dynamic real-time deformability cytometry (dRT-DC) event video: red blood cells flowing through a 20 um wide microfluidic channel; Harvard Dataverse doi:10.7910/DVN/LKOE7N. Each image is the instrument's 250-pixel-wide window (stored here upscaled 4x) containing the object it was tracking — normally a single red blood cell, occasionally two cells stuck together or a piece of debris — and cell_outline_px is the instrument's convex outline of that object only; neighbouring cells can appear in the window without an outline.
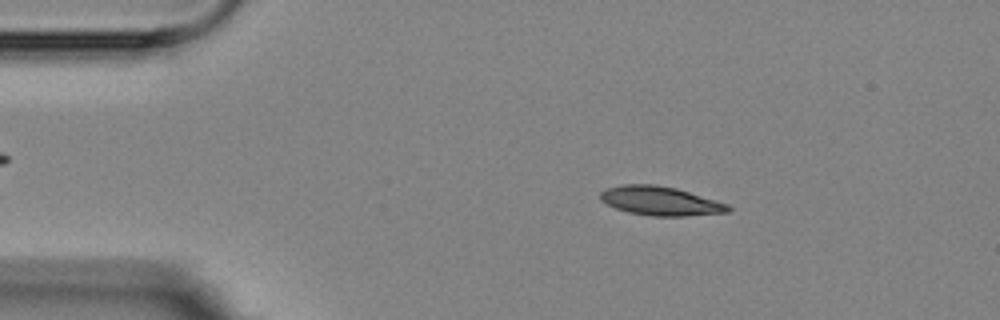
{"species": "Egyptian fruit bat (a non-hibernating species)", "species_latin": "Rousettus aegyptiacus", "temperature_condition": "room temperature", "stored_images_in_passage": 6, "camera_frame_rate_fps": 3000, "um_per_image_px": 0.085, "animal": {"sex": "female"}, "frame": {"image": 1, "passage_image": 3, "time_ms": 2.333, "image_size_px": [1000, 320], "cell_outline_px": [[732, 208], [728, 212], [684, 216], [652, 216], [628, 212], [616, 208], [600, 200], [600, 192], [604, 188], [624, 184], [656, 184], [676, 188], [716, 200], [728, 204]], "centroid_in_image_um": [56.11, 17.07], "position_along_channel_um": 28.9, "area_um2": 21.62}}
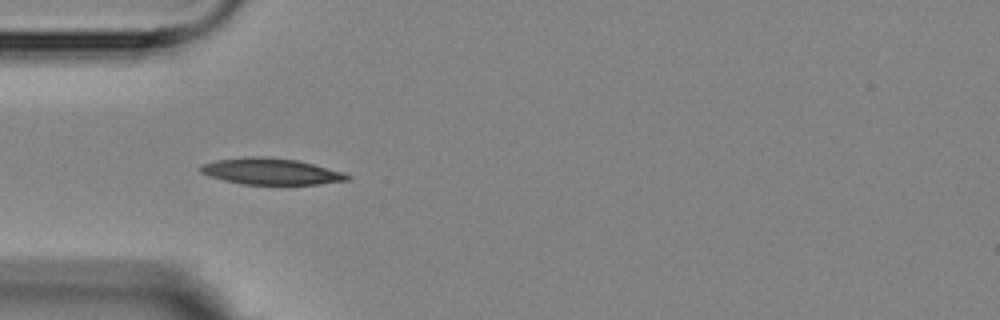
{"frame": {"image": 2, "passage_image": 5, "time_ms": 4.667, "image_size_px": [1000, 320], "cell_outline_px": [[352, 176], [348, 180], [320, 184], [244, 184], [224, 180], [208, 176], [200, 172], [200, 168], [204, 164], [216, 160], [244, 156], [268, 156], [300, 160], [348, 172]], "centroid_in_image_um": [23.12, 14.55], "position_along_channel_um": 61.9, "area_um2": 22.95}}
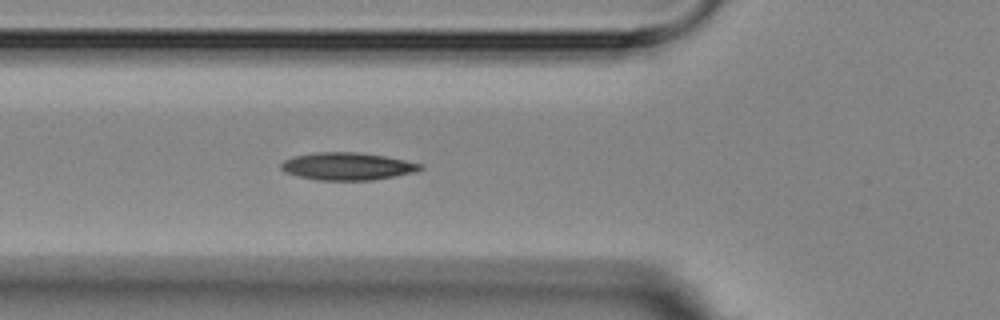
{"frame": {"image": 3, "passage_image": 6, "time_ms": 5.667, "image_size_px": [1000, 320], "cell_outline_px": [[424, 168], [416, 172], [372, 180], [316, 180], [284, 172], [280, 168], [280, 164], [284, 160], [292, 156], [316, 152], [360, 152], [384, 156], [424, 164]], "centroid_in_image_um": [29.52, 14.13], "position_along_channel_um": 96.3, "area_um2": 22.43}}